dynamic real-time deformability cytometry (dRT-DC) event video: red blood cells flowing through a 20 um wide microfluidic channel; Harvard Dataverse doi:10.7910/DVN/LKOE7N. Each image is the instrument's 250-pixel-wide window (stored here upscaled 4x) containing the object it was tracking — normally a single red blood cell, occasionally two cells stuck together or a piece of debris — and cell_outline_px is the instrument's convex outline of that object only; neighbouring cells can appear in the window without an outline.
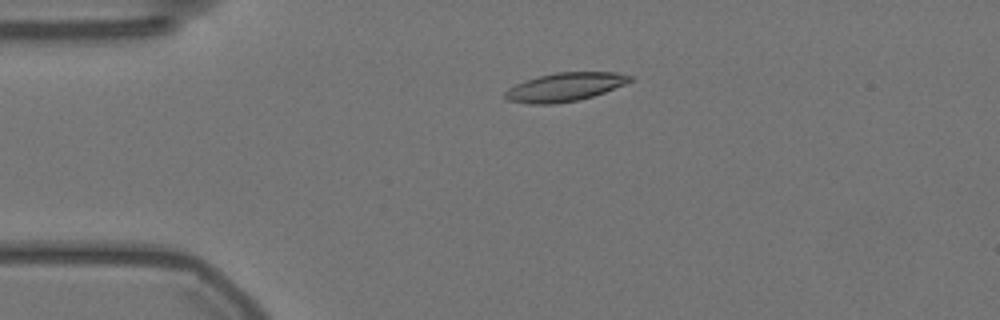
{"species": "Egyptian fruit bat (a non-hibernating species)", "species_latin": "Rousettus aegyptiacus", "temperature_condition": "warm", "stored_images_in_passage": 58, "camera_frame_rate_fps": 3000, "um_per_image_px": 0.085, "animal": {"sex": "female"}, "frame": {"image": 1, "passage_image": 13, "time_ms": 4.0, "image_size_px": [1000, 320], "cell_outline_px": [[632, 80], [624, 84], [604, 92], [592, 96], [576, 100], [552, 104], [528, 104], [508, 100], [504, 96], [504, 92], [508, 88], [524, 80], [556, 72], [616, 72], [632, 76]], "centroid_in_image_um": [47.98, 7.39], "position_along_channel_um": 37.0, "area_um2": 20.58}}
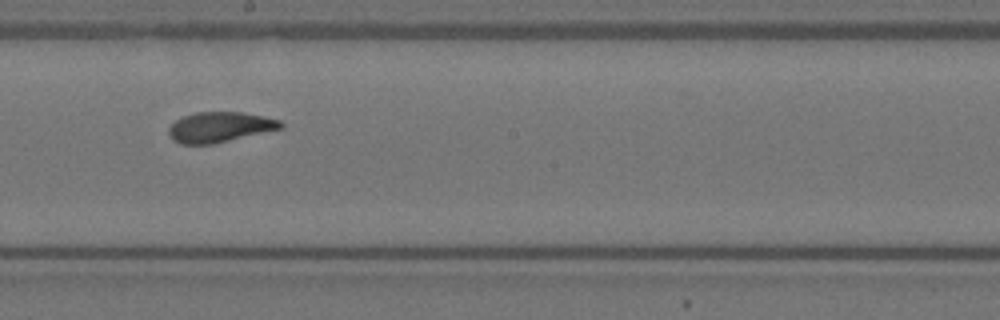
{"frame": {"image": 2, "passage_image": 32, "time_ms": 10.333, "image_size_px": [1000, 320], "cell_outline_px": [[284, 128], [212, 144], [180, 144], [172, 140], [168, 132], [168, 128], [176, 120], [184, 116], [196, 112], [244, 112], [264, 116], [280, 120], [284, 124]], "centroid_in_image_um": [18.7, 10.8], "position_along_channel_um": 229.5, "area_um2": 19.83}}
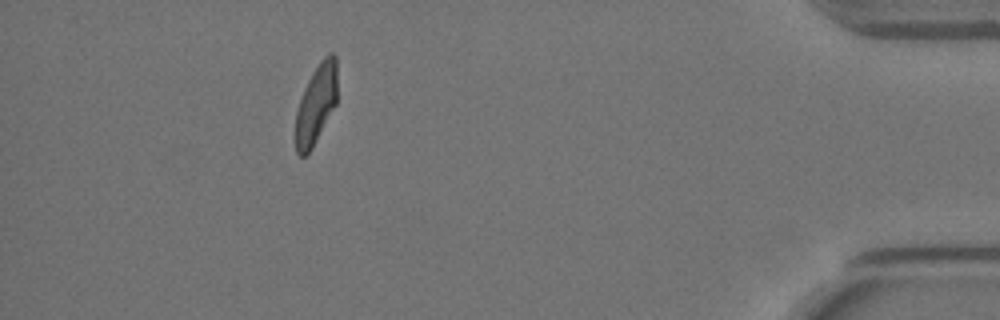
{"frame": {"image": 3, "passage_image": 52, "time_ms": 17.0, "image_size_px": [1000, 320], "cell_outline_px": [[336, 104], [312, 148], [304, 156], [300, 156], [296, 152], [296, 112], [304, 88], [312, 72], [320, 60], [328, 52], [332, 52], [336, 56]], "centroid_in_image_um": [26.87, 8.82], "position_along_channel_um": 408.3, "area_um2": 19.07}, "authors_computed_cell_mechanics": {"area_um2": 20.0277, "velocity_mm_per_s": 3.5372, "shape_relaxation_time_tau1_ms": 4.8036, "shape_relaxation_time_tau2_ms": 1.9331, "deformation_change_tau1": 0.1804, "deformation_change_tau2": 0.0832}}